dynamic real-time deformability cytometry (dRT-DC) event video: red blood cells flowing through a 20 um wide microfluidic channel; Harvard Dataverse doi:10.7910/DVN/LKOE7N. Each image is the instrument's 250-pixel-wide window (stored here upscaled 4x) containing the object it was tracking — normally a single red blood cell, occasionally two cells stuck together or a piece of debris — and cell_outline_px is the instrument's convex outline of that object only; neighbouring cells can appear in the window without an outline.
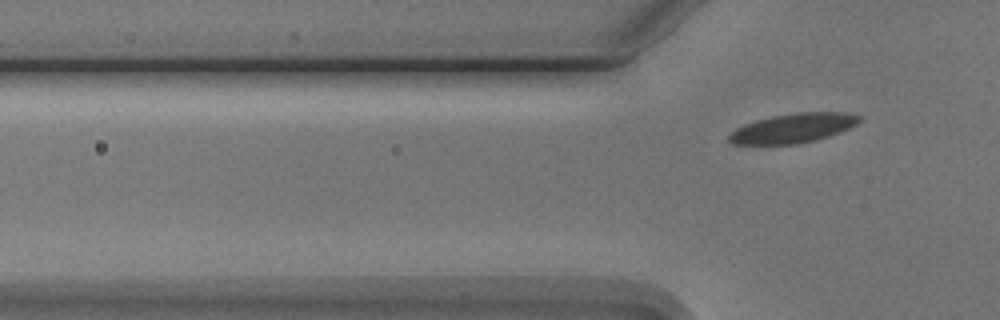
{"species": "Egyptian fruit bat (a non-hibernating species)", "species_latin": "Rousettus aegyptiacus", "temperature_condition": "cold", "stored_images_in_passage": 3, "camera_frame_rate_fps": 3000, "um_per_image_px": 0.085, "animal": {"sex": "male"}, "frame": {"image": 1, "passage_image": 3, "time_ms": 3.0, "image_size_px": [1000, 320], "cell_outline_px": [[860, 120], [856, 124], [848, 128], [828, 136], [796, 144], [732, 144], [728, 140], [728, 136], [736, 128], [756, 120], [772, 116], [796, 112], [848, 112], [860, 116]], "centroid_in_image_um": [67.39, 10.88], "position_along_channel_um": 58.4, "area_um2": 22.02}}